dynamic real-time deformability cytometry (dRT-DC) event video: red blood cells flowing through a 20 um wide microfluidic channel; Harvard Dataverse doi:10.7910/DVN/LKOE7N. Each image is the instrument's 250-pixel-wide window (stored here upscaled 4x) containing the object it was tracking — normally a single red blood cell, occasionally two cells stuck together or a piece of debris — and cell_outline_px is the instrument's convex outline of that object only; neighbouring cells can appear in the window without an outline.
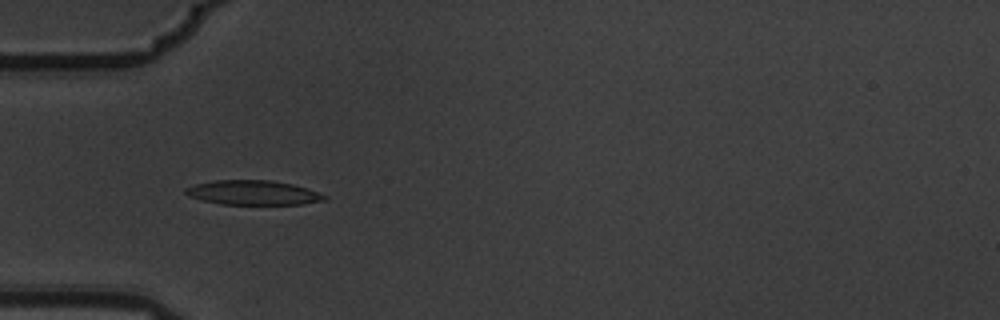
{"species": "common noctule bat (a hibernating species)", "species_latin": "Nyctalus noctula", "temperature_condition": "warm", "stored_images_in_passage": 11, "camera_frame_rate_fps": 3000, "um_per_image_px": 0.085, "animal": {"sex": "male", "body_mass_g": 19.5, "forearm_length_mm": 54.6}, "frame": {"image": 1, "passage_image": 5, "time_ms": 1.333, "image_size_px": [1000, 320], "cell_outline_px": [[328, 200], [304, 204], [220, 204], [188, 196], [184, 192], [184, 188], [196, 184], [216, 180], [268, 180], [292, 184], [308, 188], [328, 196]], "centroid_in_image_um": [21.55, 16.38], "position_along_channel_um": 63.5, "area_um2": 19.83}}
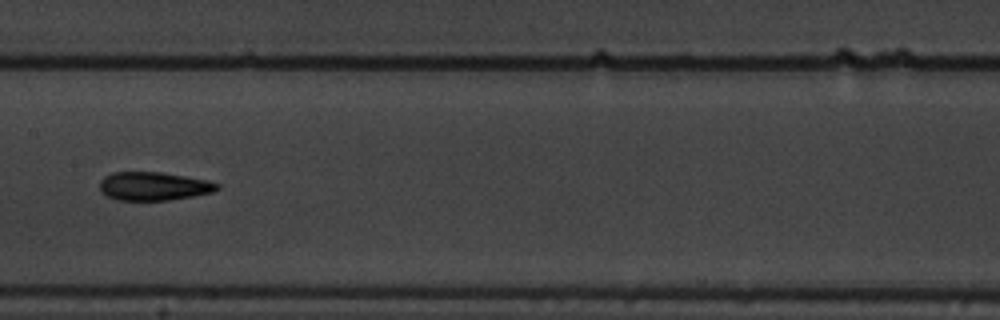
{"frame": {"image": 2, "passage_image": 8, "time_ms": 2.333, "image_size_px": [1000, 320], "cell_outline_px": [[220, 188], [212, 192], [192, 196], [168, 200], [120, 200], [108, 196], [100, 192], [100, 180], [104, 176], [112, 172], [160, 172], [208, 180], [220, 184]], "centroid_in_image_um": [13.05, 15.82], "position_along_channel_um": 194.3, "area_um2": 19.42}}
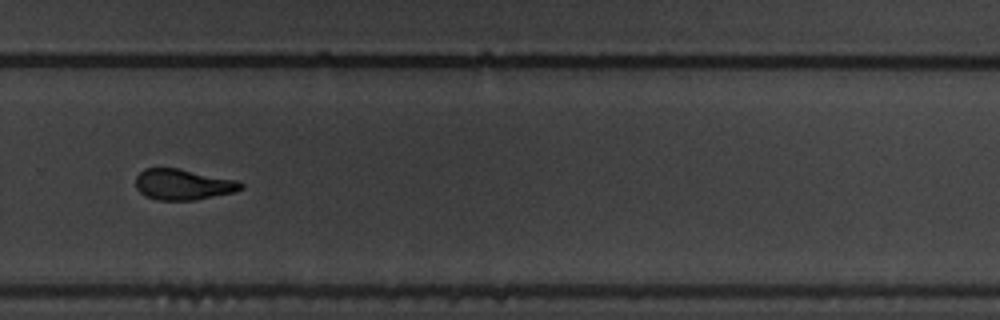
{"frame": {"image": 3, "passage_image": 11, "time_ms": 3.333, "image_size_px": [1000, 320], "cell_outline_px": [[244, 188], [236, 192], [196, 200], [156, 200], [144, 196], [136, 188], [136, 176], [144, 168], [180, 168], [236, 180], [244, 184]], "centroid_in_image_um": [15.57, 15.68], "position_along_channel_um": 314.2, "area_um2": 19.13}}